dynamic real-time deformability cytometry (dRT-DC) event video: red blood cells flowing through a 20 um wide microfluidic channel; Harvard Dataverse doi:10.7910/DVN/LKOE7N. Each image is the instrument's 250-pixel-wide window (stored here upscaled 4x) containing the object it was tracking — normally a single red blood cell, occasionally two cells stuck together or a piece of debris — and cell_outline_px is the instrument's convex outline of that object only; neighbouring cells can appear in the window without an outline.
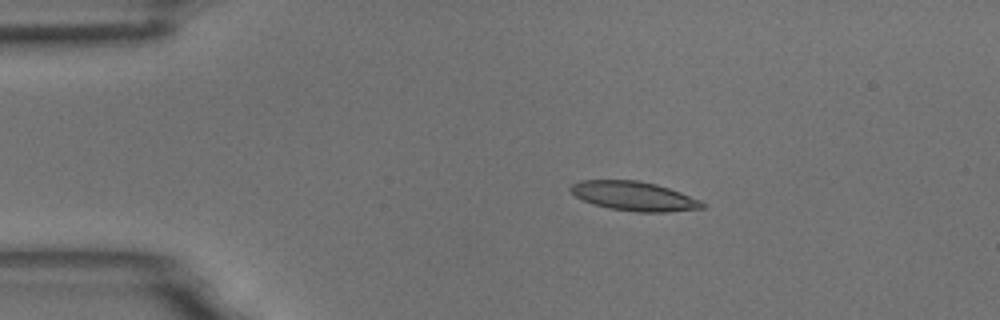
{"species": "common noctule bat (a hibernating species)", "species_latin": "Nyctalus noctula", "temperature_condition": "room temperature", "stored_images_in_passage": 6, "camera_frame_rate_fps": 3000, "um_per_image_px": 0.085, "animal": {"sex": "male", "body_mass_g": 18.8}, "frame": {"image": 1, "passage_image": 3, "time_ms": 0.667, "image_size_px": [1000, 320], "cell_outline_px": [[704, 208], [668, 212], [636, 212], [608, 208], [584, 200], [576, 196], [568, 188], [572, 184], [580, 180], [636, 180], [656, 184], [680, 192], [700, 200], [704, 204]], "centroid_in_image_um": [53.89, 16.67], "position_along_channel_um": 31.1, "area_um2": 22.25}}
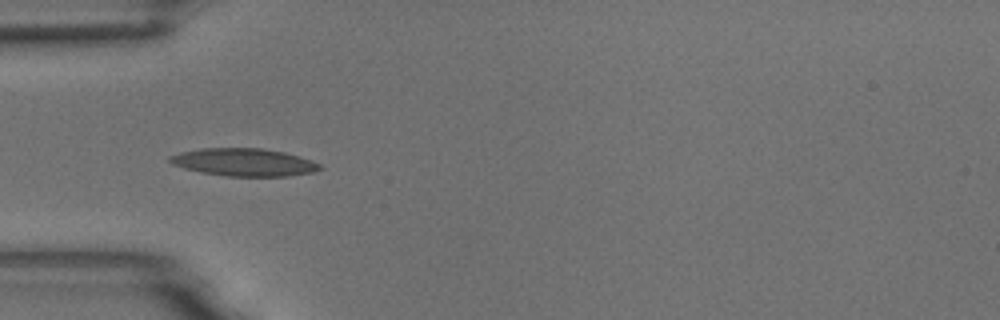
{"frame": {"image": 2, "passage_image": 5, "time_ms": 1.333, "image_size_px": [1000, 320], "cell_outline_px": [[324, 168], [312, 172], [288, 176], [228, 176], [204, 172], [184, 168], [172, 164], [168, 160], [168, 156], [180, 152], [204, 148], [260, 148], [284, 152], [300, 156], [312, 160], [320, 164]], "centroid_in_image_um": [20.76, 13.78], "position_along_channel_um": 64.2, "area_um2": 24.1}}
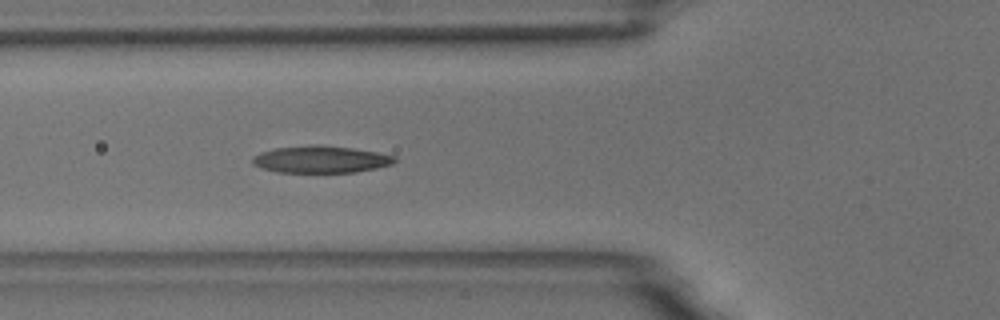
{"frame": {"image": 3, "passage_image": 6, "time_ms": 1.667, "image_size_px": [1000, 320], "cell_outline_px": [[396, 160], [392, 164], [376, 168], [356, 172], [276, 172], [260, 168], [252, 164], [252, 156], [260, 152], [276, 148], [312, 144], [316, 144], [352, 148], [376, 152], [396, 156]], "centroid_in_image_um": [27.23, 13.54], "position_along_channel_um": 98.6, "area_um2": 22.48}}